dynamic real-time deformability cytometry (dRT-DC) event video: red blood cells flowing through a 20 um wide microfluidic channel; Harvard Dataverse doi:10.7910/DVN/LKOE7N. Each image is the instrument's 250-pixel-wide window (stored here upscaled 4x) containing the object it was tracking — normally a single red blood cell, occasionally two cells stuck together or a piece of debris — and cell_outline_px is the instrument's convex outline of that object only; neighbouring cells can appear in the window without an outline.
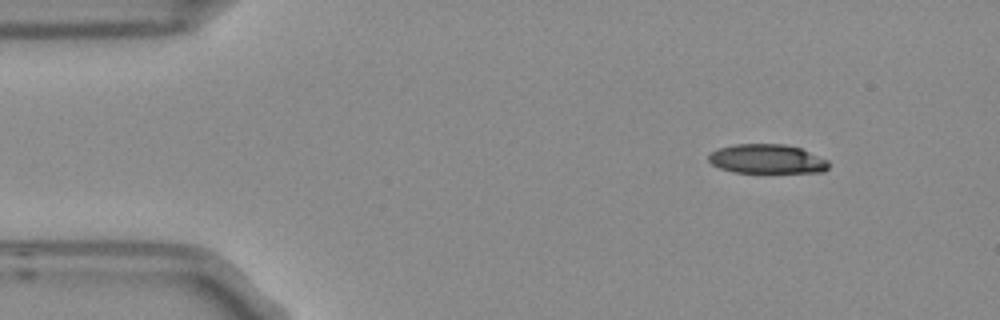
{"species": "Egyptian fruit bat (a non-hibernating species)", "species_latin": "Rousettus aegyptiacus", "temperature_condition": "room temperature", "stored_images_in_passage": 6, "camera_frame_rate_fps": 3000, "um_per_image_px": 0.085, "frame": {"image": 1, "passage_image": 1, "time_ms": 0.0, "image_size_px": [1000, 320], "cell_outline_px": [[828, 168], [824, 172], [732, 172], [720, 168], [712, 164], [708, 160], [708, 156], [712, 152], [720, 148], [736, 144], [784, 144], [800, 148], [828, 160]], "centroid_in_image_um": [65.19, 13.51], "position_along_channel_um": 19.8, "area_um2": 20.29}}
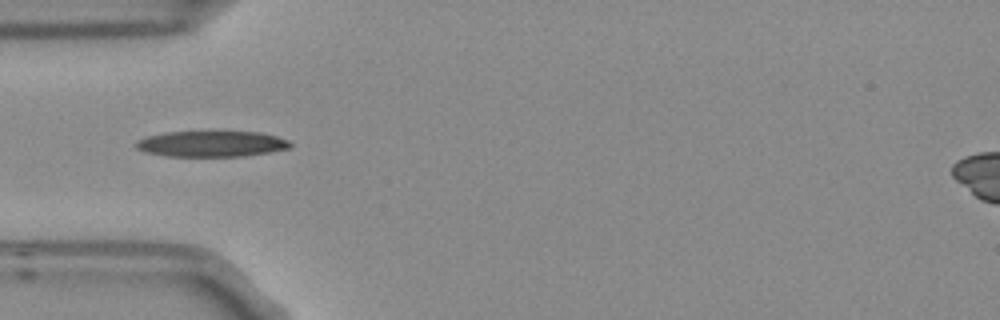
{"frame": {"image": 2, "passage_image": 4, "time_ms": 1.0, "image_size_px": [1000, 320], "cell_outline_px": [[292, 144], [288, 148], [268, 152], [244, 156], [164, 156], [144, 152], [136, 148], [136, 140], [148, 136], [168, 132], [260, 132], [276, 136], [288, 140]], "centroid_in_image_um": [17.95, 12.23], "position_along_channel_um": 67.1, "area_um2": 23.06}}